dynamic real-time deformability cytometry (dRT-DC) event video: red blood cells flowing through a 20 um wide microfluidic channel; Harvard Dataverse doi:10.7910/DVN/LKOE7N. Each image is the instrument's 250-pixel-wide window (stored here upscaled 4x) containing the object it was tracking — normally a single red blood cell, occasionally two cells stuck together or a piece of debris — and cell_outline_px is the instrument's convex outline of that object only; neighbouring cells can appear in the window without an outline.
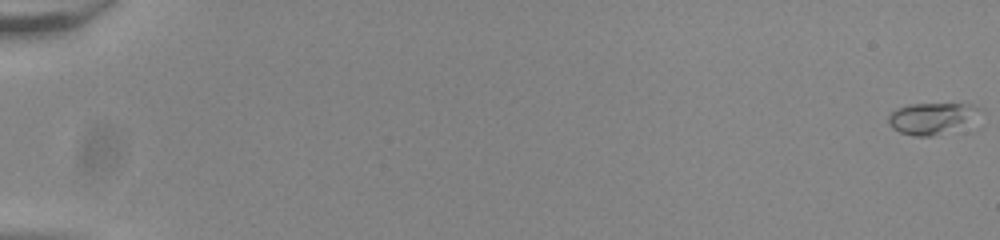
{"species": "common noctule bat (a hibernating species)", "species_latin": "Nyctalus noctula", "temperature_condition": "room temperature", "stored_images_in_passage": 56, "camera_frame_rate_fps": 3000, "um_per_image_px": 0.085, "animal": {"sex": "male", "body_mass_g": 20.0, "forearm_length_mm": 53.3}, "frame": {"image": 1, "passage_image": 1, "time_ms": 0.0, "image_size_px": [1000, 240], "cell_outline_px": [[976, 108], [964, 124], [932, 136], [912, 136], [900, 132], [892, 128], [888, 124], [888, 116], [896, 108], [908, 104], [968, 104]], "centroid_in_image_um": [78.96, 10.06], "position_along_channel_um": 6.0, "area_um2": 15.66}}
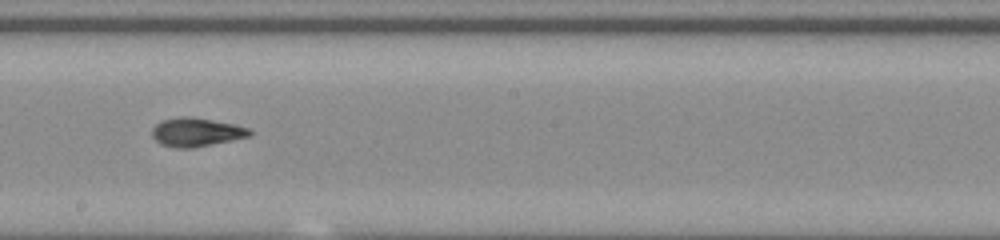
{"frame": {"image": 2, "passage_image": 34, "time_ms": 11.0, "image_size_px": [1000, 240], "cell_outline_px": [[252, 136], [192, 148], [172, 148], [160, 144], [152, 136], [152, 128], [160, 120], [180, 116], [192, 116], [236, 124], [248, 128], [252, 132]], "centroid_in_image_um": [16.67, 11.22], "position_along_channel_um": 231.5, "area_um2": 16.59}}
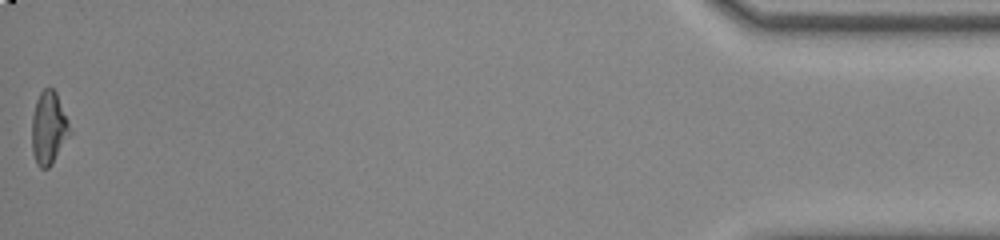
{"frame": {"image": 3, "passage_image": 56, "time_ms": 18.333, "image_size_px": [1000, 240], "cell_outline_px": [[72, 132], [52, 164], [48, 168], [40, 168], [36, 164], [32, 152], [32, 116], [36, 100], [40, 92], [44, 88], [52, 88], [56, 92], [68, 120]], "centroid_in_image_um": [4.14, 10.9], "position_along_channel_um": 431.1, "area_um2": 16.24}, "authors_computed_cell_mechanics": {"area_um2": 15.9239, "velocity_mm_per_s": 3.8644, "shape_relaxation_time_tau1_ms": 4.2619, "shape_relaxation_time_tau2_ms": 1.4711, "deformation_change_tau1": 0.163, "deformation_change_tau2": 0.0545}}